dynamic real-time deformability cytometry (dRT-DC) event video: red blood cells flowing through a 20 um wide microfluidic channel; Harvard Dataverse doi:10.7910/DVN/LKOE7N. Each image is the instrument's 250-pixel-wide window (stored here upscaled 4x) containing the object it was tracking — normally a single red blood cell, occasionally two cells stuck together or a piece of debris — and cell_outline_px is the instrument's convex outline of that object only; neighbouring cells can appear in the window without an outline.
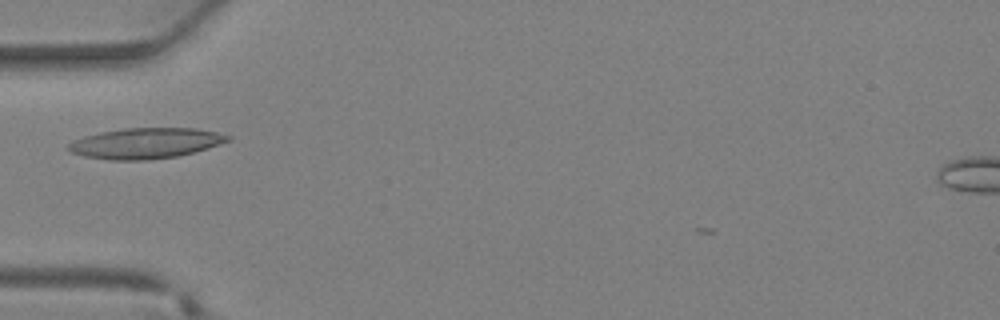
{"species": "Egyptian fruit bat (a non-hibernating species)", "species_latin": "Rousettus aegyptiacus", "temperature_condition": "warm", "stored_images_in_passage": 26, "camera_frame_rate_fps": 3000, "um_per_image_px": 0.085, "animal": {"sex": "female"}, "frame": {"image": 1, "passage_image": 2, "time_ms": 0.333, "image_size_px": [1000, 320], "cell_outline_px": [[232, 140], [192, 152], [176, 156], [144, 160], [112, 160], [84, 156], [72, 152], [64, 148], [72, 140], [84, 136], [100, 132], [124, 128], [196, 128], [216, 132], [232, 136]], "centroid_in_image_um": [12.34, 12.16], "position_along_channel_um": 72.7, "area_um2": 28.32}}
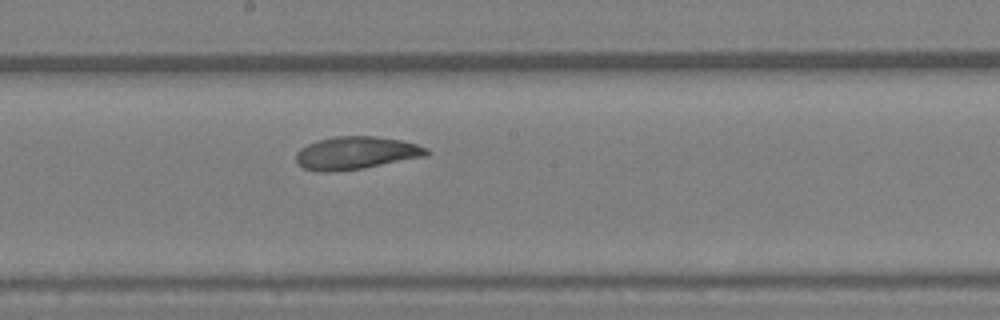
{"frame": {"image": 2, "passage_image": 10, "time_ms": 3.0, "image_size_px": [1000, 320], "cell_outline_px": [[432, 152], [428, 156], [364, 168], [332, 172], [316, 172], [304, 168], [296, 164], [296, 152], [300, 148], [316, 140], [332, 136], [376, 136], [400, 140], [416, 144], [428, 148]], "centroid_in_image_um": [30.26, 13.01], "position_along_channel_um": 217.9, "area_um2": 25.37}}
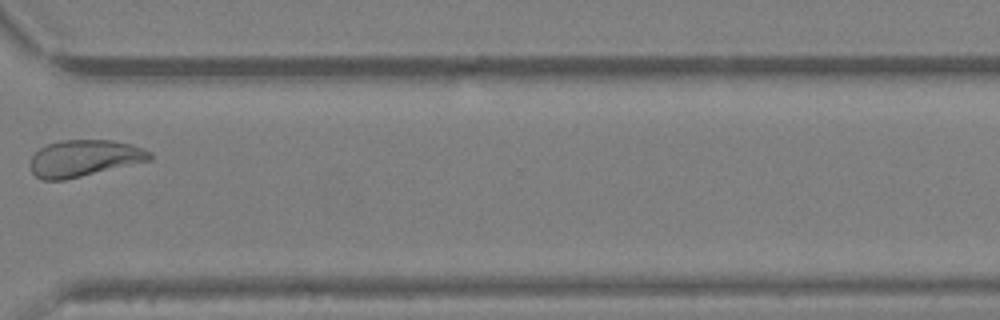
{"frame": {"image": 3, "passage_image": 18, "time_ms": 5.667, "image_size_px": [1000, 320], "cell_outline_px": [[152, 160], [64, 180], [40, 180], [32, 172], [28, 164], [32, 156], [40, 148], [48, 144], [60, 140], [112, 140], [132, 144], [144, 148], [152, 152]], "centroid_in_image_um": [7.16, 13.45], "position_along_channel_um": 363.4, "area_um2": 25.72}}